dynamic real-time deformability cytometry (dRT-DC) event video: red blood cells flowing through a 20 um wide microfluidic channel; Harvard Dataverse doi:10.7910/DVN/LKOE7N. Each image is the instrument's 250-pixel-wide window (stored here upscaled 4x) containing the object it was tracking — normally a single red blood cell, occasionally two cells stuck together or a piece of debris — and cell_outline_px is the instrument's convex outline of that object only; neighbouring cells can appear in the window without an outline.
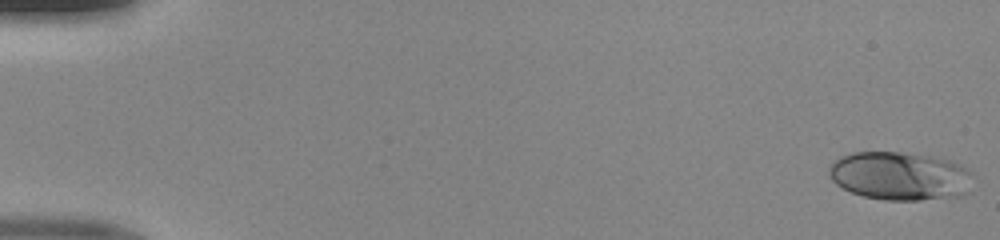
{"species": "human", "species_latin": "Homo sapiens", "temperature_condition": "room temperature", "stored_images_in_passage": 49, "camera_frame_rate_fps": 3000, "um_per_image_px": 0.085, "donor": {"sex": "male"}, "frame": {"image": 1, "passage_image": 1, "time_ms": 0.0, "image_size_px": [1000, 240], "cell_outline_px": [[976, 176], [968, 192], [960, 196], [920, 200], [884, 200], [864, 196], [852, 192], [836, 184], [832, 180], [828, 172], [828, 168], [840, 156], [852, 152], [900, 152], [932, 156], [952, 160], [960, 164], [972, 172]], "centroid_in_image_um": [76.56, 14.95], "position_along_channel_um": 8.4, "area_um2": 41.1}}
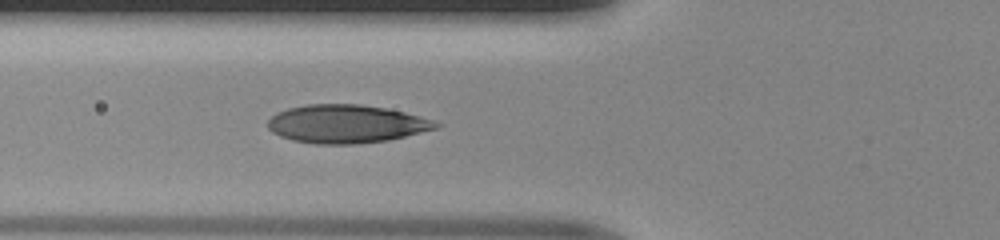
{"frame": {"image": 2, "passage_image": 19, "time_ms": 6.0, "image_size_px": [1000, 240], "cell_outline_px": [[444, 124], [440, 128], [388, 140], [356, 144], [316, 144], [292, 140], [280, 136], [272, 132], [268, 128], [268, 120], [276, 112], [288, 108], [304, 104], [360, 104], [384, 108], [404, 112], [420, 116]], "centroid_in_image_um": [29.44, 10.53], "position_along_channel_um": 96.4, "area_um2": 37.69}}
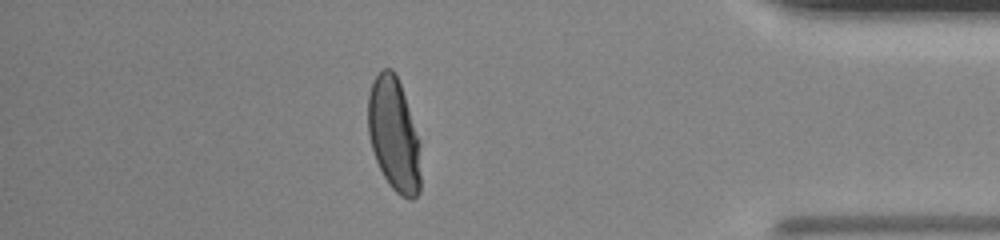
{"frame": {"image": 3, "passage_image": 43, "time_ms": 14.0, "image_size_px": [1000, 240], "cell_outline_px": [[420, 192], [412, 200], [408, 200], [400, 196], [388, 184], [376, 160], [372, 148], [368, 132], [368, 96], [372, 84], [376, 76], [384, 68], [392, 68], [400, 84], [420, 140]], "centroid_in_image_um": [33.5, 11.49], "position_along_channel_um": 401.7, "area_um2": 34.85}}